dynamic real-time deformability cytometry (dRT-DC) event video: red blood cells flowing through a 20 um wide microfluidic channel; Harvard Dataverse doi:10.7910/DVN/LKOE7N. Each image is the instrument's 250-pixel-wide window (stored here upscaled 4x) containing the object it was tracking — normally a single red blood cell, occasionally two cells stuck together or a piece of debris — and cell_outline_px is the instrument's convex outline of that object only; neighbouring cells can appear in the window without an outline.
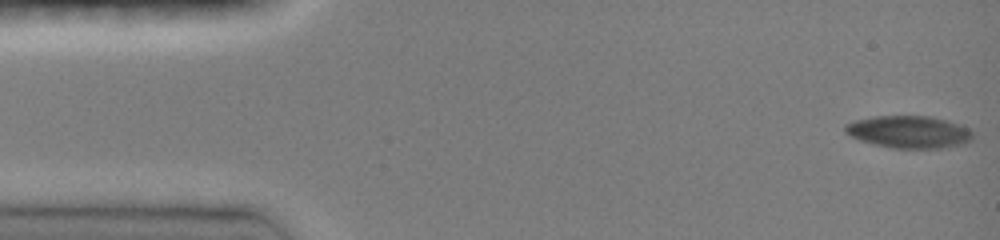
{"species": "common noctule bat (a hibernating species)", "species_latin": "Nyctalus noctula", "temperature_condition": "room temperature", "stored_images_in_passage": 48, "camera_frame_rate_fps": 3000, "um_per_image_px": 0.085, "animal": {"sex": "female", "body_mass_g": 19.0, "forearm_length_mm": 51.5}, "frame": {"image": 1, "passage_image": 1, "time_ms": 0.0, "image_size_px": [1000, 240], "cell_outline_px": [[972, 140], [964, 144], [940, 148], [892, 148], [872, 144], [860, 140], [844, 132], [844, 124], [856, 120], [872, 116], [932, 116], [968, 128], [972, 132]], "centroid_in_image_um": [77.23, 11.21], "position_along_channel_um": 7.8, "area_um2": 23.99}}
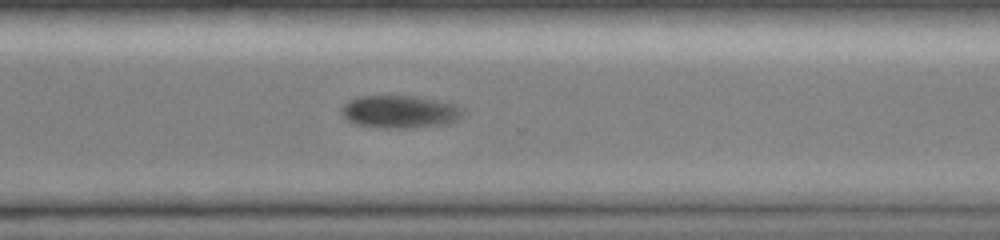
{"frame": {"image": 2, "passage_image": 35, "time_ms": 11.333, "image_size_px": [1000, 240], "cell_outline_px": [[464, 112], [456, 120], [448, 124], [408, 128], [384, 128], [356, 124], [348, 120], [344, 116], [344, 104], [348, 100], [356, 96], [412, 96], [440, 100], [456, 104], [464, 108]], "centroid_in_image_um": [34.04, 9.49], "position_along_channel_um": 336.6, "area_um2": 23.12}}
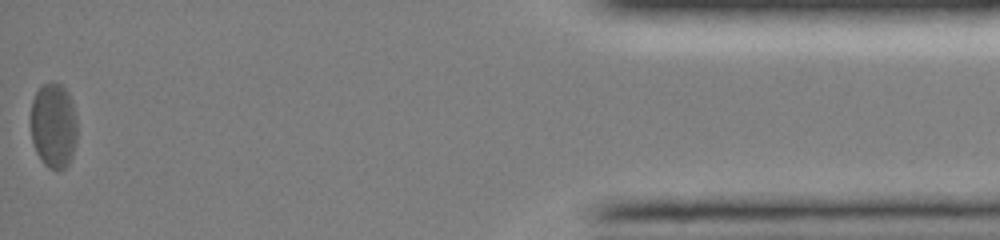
{"frame": {"image": 3, "passage_image": 48, "time_ms": 15.667, "image_size_px": [1000, 240], "cell_outline_px": [[76, 140], [72, 156], [68, 164], [64, 168], [56, 172], [48, 168], [40, 160], [36, 152], [32, 140], [32, 100], [36, 92], [44, 84], [52, 80], [60, 84], [68, 92], [72, 100], [76, 116]], "centroid_in_image_um": [4.56, 10.69], "position_along_channel_um": 430.6, "area_um2": 23.24}, "authors_computed_cell_mechanics": {"area_um2": 24.1026, "velocity_mm_per_s": 3.9588, "shape_relaxation_time_tau1_ms": 5.521, "shape_relaxation_time_tau2_ms": null, "deformation_change_tau1": 0.0797, "deformation_change_tau2": null}}